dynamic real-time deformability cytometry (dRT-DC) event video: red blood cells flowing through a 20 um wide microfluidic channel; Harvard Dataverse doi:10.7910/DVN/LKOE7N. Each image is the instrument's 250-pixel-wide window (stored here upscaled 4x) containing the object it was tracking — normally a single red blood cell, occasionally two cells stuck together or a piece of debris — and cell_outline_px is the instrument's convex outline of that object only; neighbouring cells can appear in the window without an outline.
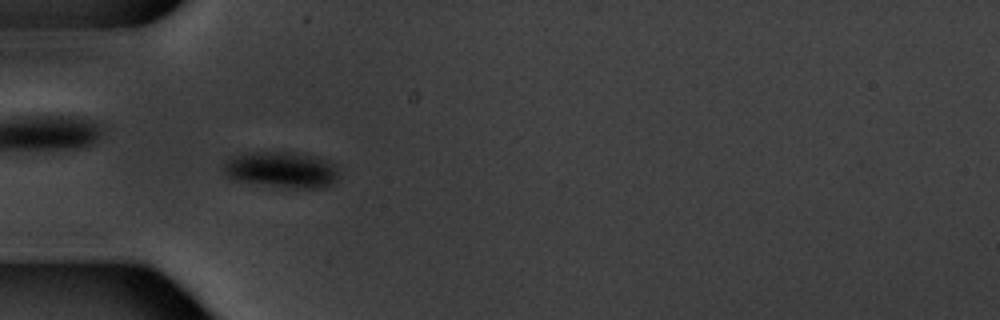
{"species": "common noctule bat (a hibernating species)", "species_latin": "Nyctalus noctula", "temperature_condition": "warm", "stored_images_in_passage": 8, "camera_frame_rate_fps": 3000, "um_per_image_px": 0.085, "animal": {"sex": "male", "body_mass_g": 20.1, "forearm_length_mm": 53.5}, "frame": {"image": 1, "passage_image": 7, "time_ms": 6.667, "image_size_px": [1000, 320], "cell_outline_px": [[336, 180], [332, 184], [324, 188], [284, 188], [236, 180], [228, 176], [224, 172], [220, 164], [232, 156], [248, 152], [304, 152], [328, 160], [336, 164]], "centroid_in_image_um": [23.93, 14.41], "position_along_channel_um": 61.1, "area_um2": 24.74}}
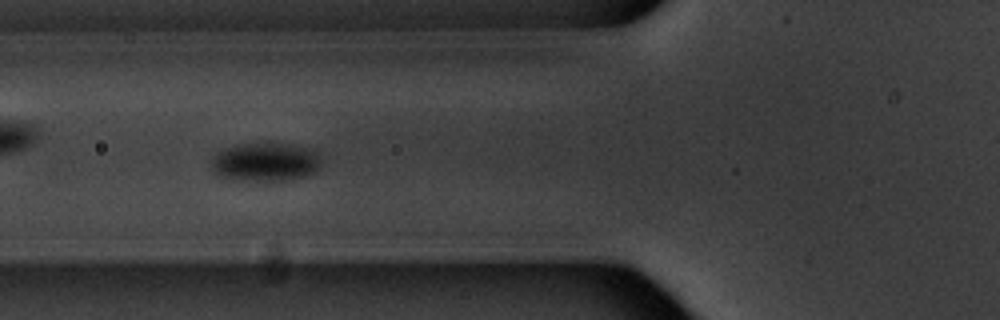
{"frame": {"image": 2, "passage_image": 8, "time_ms": 8.0, "image_size_px": [1000, 320], "cell_outline_px": [[320, 168], [316, 172], [292, 180], [264, 184], [232, 180], [220, 176], [212, 168], [212, 160], [216, 152], [224, 148], [236, 144], [284, 144], [312, 148], [316, 152], [320, 160]], "centroid_in_image_um": [22.55, 13.83], "position_along_channel_um": 103.2, "area_um2": 25.55}}